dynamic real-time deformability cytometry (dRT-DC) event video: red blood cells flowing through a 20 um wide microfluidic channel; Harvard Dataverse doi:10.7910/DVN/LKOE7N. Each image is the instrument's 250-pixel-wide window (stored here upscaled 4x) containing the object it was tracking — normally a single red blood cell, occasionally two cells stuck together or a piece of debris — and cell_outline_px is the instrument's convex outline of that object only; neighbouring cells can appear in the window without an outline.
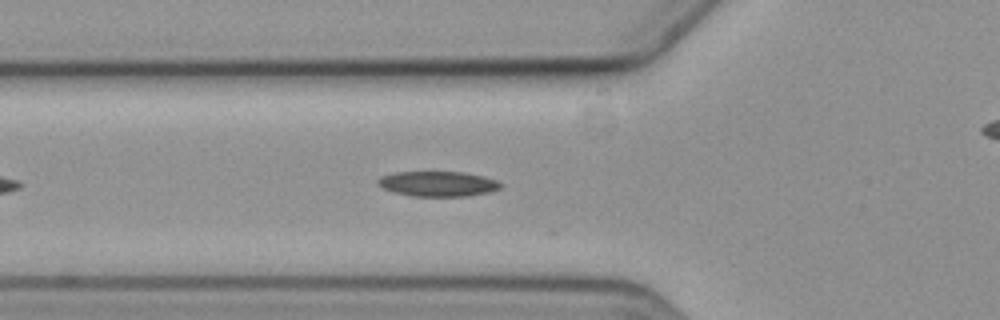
{"species": "common noctule bat (a hibernating species)", "species_latin": "Nyctalus noctula", "temperature_condition": "cold", "stored_images_in_passage": 30, "camera_frame_rate_fps": 3000, "um_per_image_px": 0.085, "animal": {"sex": "female", "body_mass_g": 19.3, "forearm_length_mm": 54.1}, "frame": {"image": 1, "passage_image": 8, "time_ms": 2.333, "image_size_px": [1000, 320], "cell_outline_px": [[500, 188], [488, 192], [468, 196], [412, 196], [392, 192], [376, 184], [376, 180], [380, 176], [392, 172], [464, 172], [484, 176], [496, 180], [500, 184]], "centroid_in_image_um": [37.16, 15.62], "position_along_channel_um": 88.6, "area_um2": 18.03}}
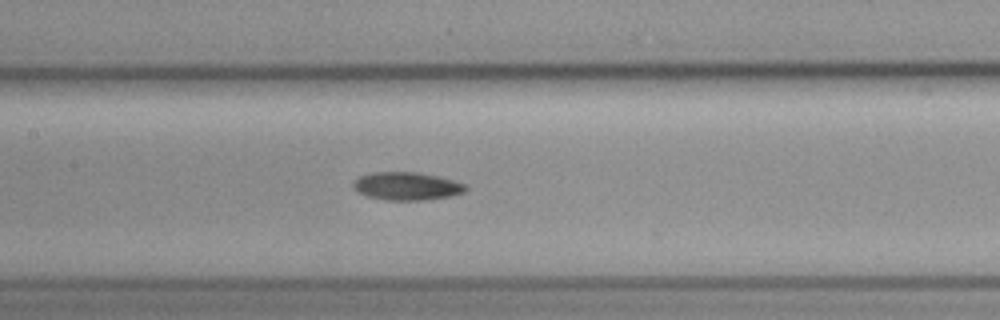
{"frame": {"image": 2, "passage_image": 15, "time_ms": 4.667, "image_size_px": [1000, 320], "cell_outline_px": [[468, 188], [464, 192], [452, 196], [424, 200], [388, 200], [368, 196], [356, 192], [352, 188], [352, 184], [360, 176], [372, 172], [416, 172], [440, 176], [468, 184]], "centroid_in_image_um": [34.61, 15.82], "position_along_channel_um": 172.8, "area_um2": 18.55}}
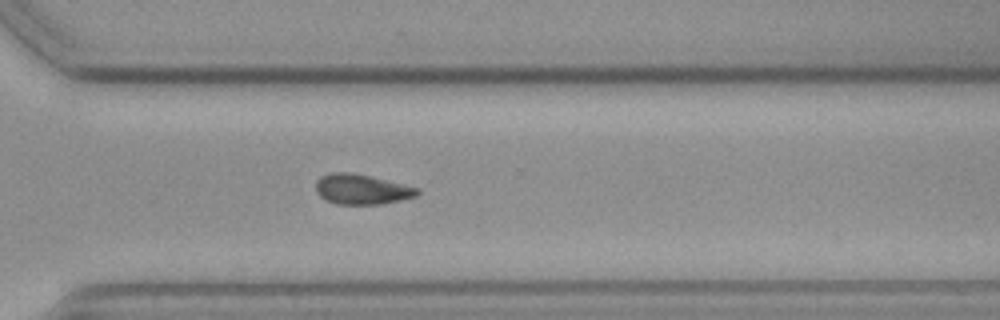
{"frame": {"image": 3, "passage_image": 29, "time_ms": 9.333, "image_size_px": [1000, 320], "cell_outline_px": [[420, 192], [416, 196], [400, 200], [380, 204], [336, 204], [324, 200], [316, 192], [316, 180], [320, 176], [332, 172], [348, 172], [368, 176], [420, 188]], "centroid_in_image_um": [30.71, 16.09], "position_along_channel_um": 339.9, "area_um2": 17.74}}